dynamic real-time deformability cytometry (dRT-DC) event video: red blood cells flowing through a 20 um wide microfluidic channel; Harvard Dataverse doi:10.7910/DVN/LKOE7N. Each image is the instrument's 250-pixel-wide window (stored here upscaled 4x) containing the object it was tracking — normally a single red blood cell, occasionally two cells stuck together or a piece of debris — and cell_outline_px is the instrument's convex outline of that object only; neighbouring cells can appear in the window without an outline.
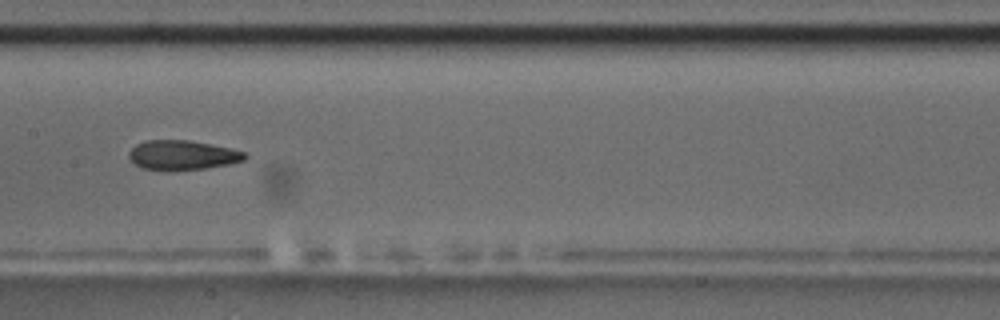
{"species": "common noctule bat (a hibernating species)", "species_latin": "Nyctalus noctula", "temperature_condition": "room temperature", "stored_images_in_passage": 8, "camera_frame_rate_fps": 3000, "um_per_image_px": 0.085, "animal": {"sex": "male", "body_mass_g": 17.5, "forearm_length_mm": 52.3}, "frame": {"image": 1, "passage_image": 7, "time_ms": 7.0, "image_size_px": [1000, 320], "cell_outline_px": [[248, 156], [244, 160], [228, 164], [204, 168], [172, 172], [168, 172], [140, 168], [128, 156], [128, 152], [136, 144], [144, 140], [188, 140], [232, 148], [244, 152]], "centroid_in_image_um": [15.47, 13.2], "position_along_channel_um": 191.9, "area_um2": 20.29}}